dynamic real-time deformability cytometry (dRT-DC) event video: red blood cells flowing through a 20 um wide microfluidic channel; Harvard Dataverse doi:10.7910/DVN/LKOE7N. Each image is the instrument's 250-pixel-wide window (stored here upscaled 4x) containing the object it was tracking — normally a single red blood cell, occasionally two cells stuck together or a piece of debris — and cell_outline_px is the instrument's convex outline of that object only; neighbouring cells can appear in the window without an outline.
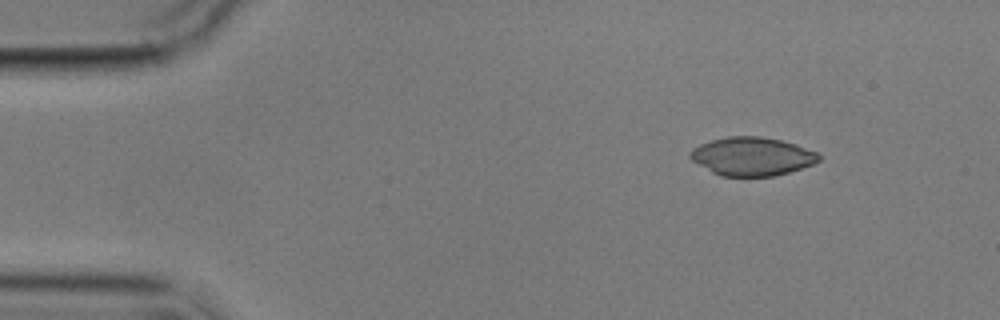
{"species": "common noctule bat (a hibernating species)", "species_latin": "Nyctalus noctula", "temperature_condition": "cold", "stored_images_in_passage": 8, "camera_frame_rate_fps": 3000, "um_per_image_px": 0.085, "animal": {"sex": "male", "body_mass_g": 17.9}, "frame": {"image": 1, "passage_image": 1, "time_ms": 0.0, "image_size_px": [1000, 320], "cell_outline_px": [[820, 160], [812, 164], [788, 172], [772, 176], [720, 176], [712, 172], [692, 160], [688, 156], [688, 152], [692, 148], [700, 144], [712, 140], [728, 136], [760, 136], [780, 140], [796, 144], [816, 152], [820, 156]], "centroid_in_image_um": [63.88, 13.29], "position_along_channel_um": 21.1, "area_um2": 28.67}}
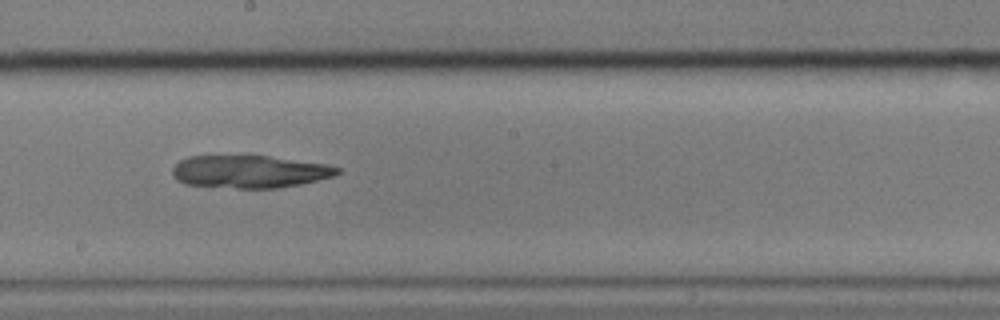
{"frame": {"image": 2, "passage_image": 8, "time_ms": 8.0, "image_size_px": [1000, 320], "cell_outline_px": [[340, 172], [336, 176], [300, 184], [280, 188], [236, 188], [184, 184], [176, 180], [172, 176], [172, 168], [180, 160], [188, 156], [268, 156], [328, 164], [340, 168]], "centroid_in_image_um": [21.22, 14.59], "position_along_channel_um": 227.0, "area_um2": 31.5}}